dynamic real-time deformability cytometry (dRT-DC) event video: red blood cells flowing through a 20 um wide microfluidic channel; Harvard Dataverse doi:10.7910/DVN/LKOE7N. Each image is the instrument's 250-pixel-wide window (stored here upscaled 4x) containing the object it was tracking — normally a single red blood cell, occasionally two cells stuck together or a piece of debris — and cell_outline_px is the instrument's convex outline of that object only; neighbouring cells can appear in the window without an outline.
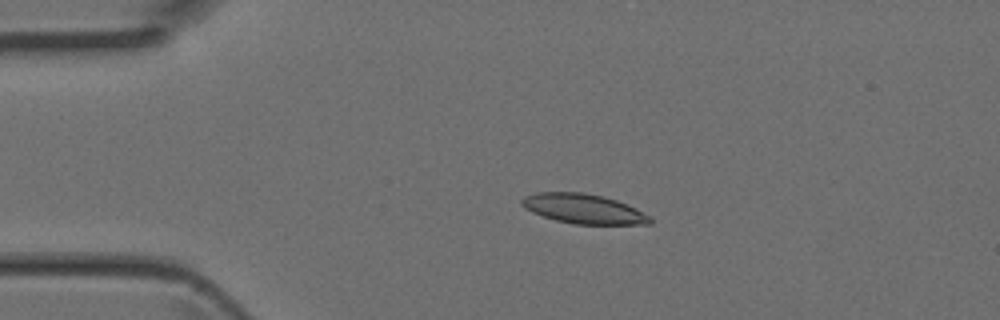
{"species": "Egyptian fruit bat (a non-hibernating species)", "species_latin": "Rousettus aegyptiacus", "temperature_condition": "room temperature", "stored_images_in_passage": 4, "camera_frame_rate_fps": 3000, "um_per_image_px": 0.085, "animal": {"sex": "female"}, "frame": {"image": 1, "passage_image": 2, "time_ms": 0.333, "image_size_px": [1000, 320], "cell_outline_px": [[652, 224], [576, 224], [556, 220], [532, 212], [524, 208], [520, 204], [520, 200], [524, 196], [536, 192], [584, 192], [604, 196], [616, 200], [636, 208], [652, 216]], "centroid_in_image_um": [49.61, 17.74], "position_along_channel_um": 35.4, "area_um2": 22.31}}
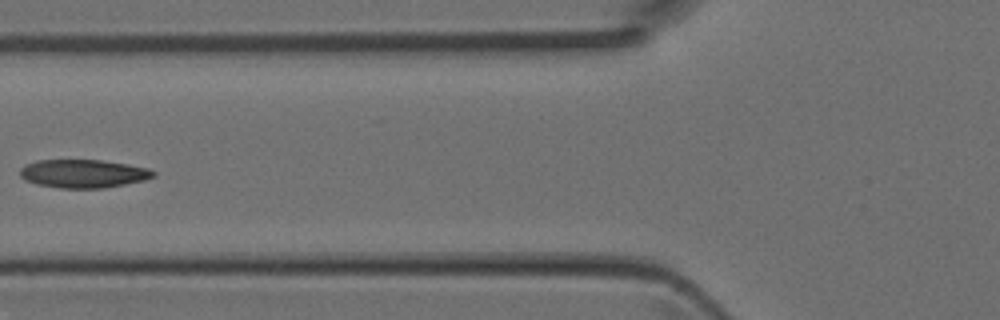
{"frame": {"image": 2, "passage_image": 4, "time_ms": 1.0, "image_size_px": [1000, 320], "cell_outline_px": [[156, 176], [144, 180], [104, 188], [60, 188], [36, 184], [24, 180], [20, 176], [20, 168], [24, 164], [36, 160], [100, 160], [128, 164], [148, 168], [156, 172]], "centroid_in_image_um": [7.06, 14.75], "position_along_channel_um": 118.7, "area_um2": 22.14}}